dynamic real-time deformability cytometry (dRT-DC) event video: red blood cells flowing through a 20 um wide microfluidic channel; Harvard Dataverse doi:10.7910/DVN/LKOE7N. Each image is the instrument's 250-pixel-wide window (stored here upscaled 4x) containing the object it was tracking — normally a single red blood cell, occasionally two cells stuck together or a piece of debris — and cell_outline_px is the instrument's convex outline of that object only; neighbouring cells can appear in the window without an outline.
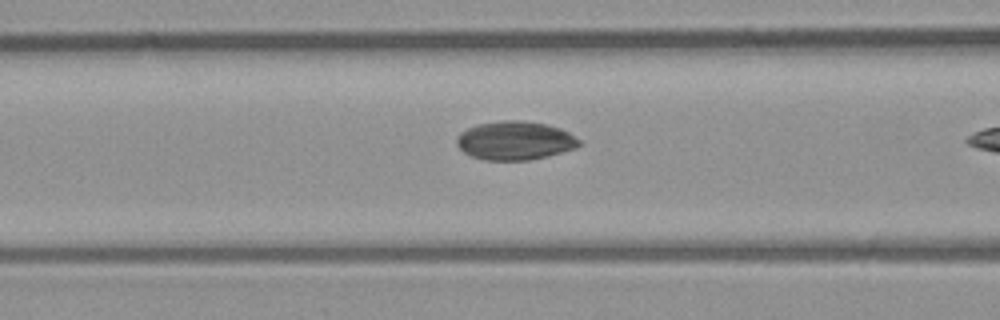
{"species": "common noctule bat (a hibernating species)", "species_latin": "Nyctalus noctula", "temperature_condition": "room temperature", "stored_images_in_passage": 31, "camera_frame_rate_fps": 3000, "um_per_image_px": 0.085, "animal": {"sex": "male", "body_mass_g": 23.1, "forearm_length_mm": 52.7}, "frame": {"image": 1, "passage_image": 5, "time_ms": 1.333, "image_size_px": [1000, 320], "cell_outline_px": [[580, 144], [576, 148], [548, 156], [528, 160], [484, 160], [472, 156], [464, 152], [456, 144], [456, 136], [460, 132], [476, 124], [504, 120], [520, 120], [544, 124], [560, 128], [568, 132], [580, 140]], "centroid_in_image_um": [43.75, 11.95], "position_along_channel_um": 122.9, "area_um2": 27.57}}
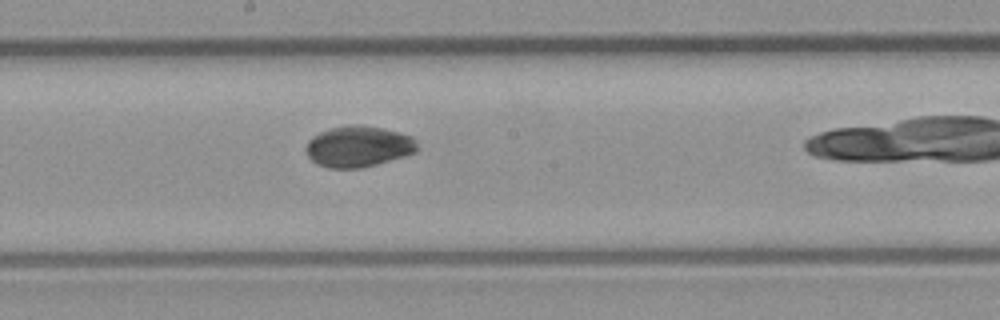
{"frame": {"image": 2, "passage_image": 12, "time_ms": 3.667, "image_size_px": [1000, 320], "cell_outline_px": [[416, 152], [404, 156], [376, 164], [360, 168], [328, 168], [316, 164], [308, 156], [308, 140], [312, 136], [328, 128], [348, 124], [356, 124], [380, 128], [412, 136], [416, 140]], "centroid_in_image_um": [30.44, 12.45], "position_along_channel_um": 217.8, "area_um2": 26.41}}
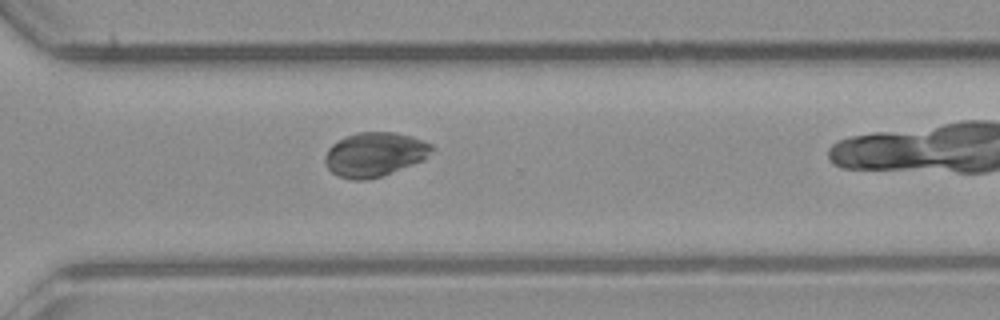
{"frame": {"image": 3, "passage_image": 21, "time_ms": 6.667, "image_size_px": [1000, 320], "cell_outline_px": [[436, 148], [424, 160], [380, 176], [368, 180], [352, 180], [340, 176], [332, 172], [328, 168], [324, 160], [324, 156], [328, 148], [332, 144], [348, 136], [360, 132], [392, 132], [412, 136], [432, 144]], "centroid_in_image_um": [31.87, 13.12], "position_along_channel_um": 338.7, "area_um2": 27.4}, "authors_computed_cell_mechanics": {"area_um2": 26.4146, "velocity_mm_per_s": 4.0502, "shape_relaxation_time_tau1_ms": 5.5093, "shape_relaxation_time_tau2_ms": null, "deformation_change_tau1": 0.1226, "deformation_change_tau2": null}}